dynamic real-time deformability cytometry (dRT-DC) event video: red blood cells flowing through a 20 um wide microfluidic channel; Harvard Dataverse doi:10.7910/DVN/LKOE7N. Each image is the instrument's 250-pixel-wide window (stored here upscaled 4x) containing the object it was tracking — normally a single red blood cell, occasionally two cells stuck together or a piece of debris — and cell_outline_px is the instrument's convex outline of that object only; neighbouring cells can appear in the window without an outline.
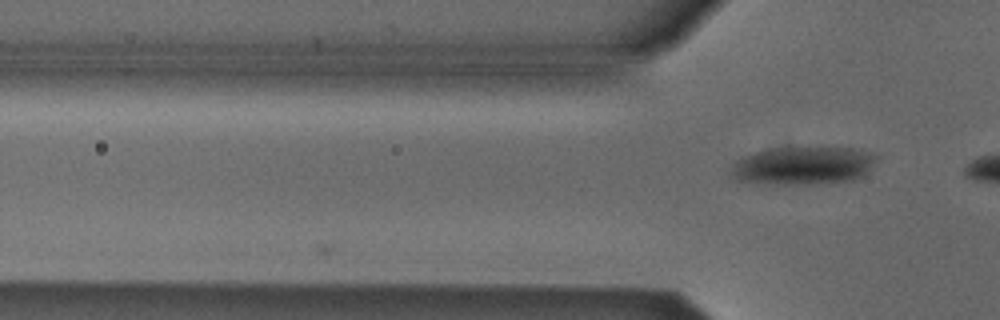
{"species": "Egyptian fruit bat (a non-hibernating species)", "species_latin": "Rousettus aegyptiacus", "temperature_condition": "cold", "stored_images_in_passage": 8, "segment_of_instrument_passage": [2, 2], "camera_frame_rate_fps": 3000, "um_per_image_px": 0.085, "animal": {"sex": "male"}, "frame": {"image": 1, "passage_image": 8, "time_ms": 2.333, "image_size_px": [1000, 320], "cell_outline_px": [[876, 156], [868, 172], [864, 176], [852, 180], [828, 184], [772, 184], [736, 180], [728, 176], [732, 164], [736, 160], [744, 156], [756, 152], [776, 148], [852, 148]], "centroid_in_image_um": [68.2, 14.11], "position_along_channel_um": 57.6, "area_um2": 32.19}}